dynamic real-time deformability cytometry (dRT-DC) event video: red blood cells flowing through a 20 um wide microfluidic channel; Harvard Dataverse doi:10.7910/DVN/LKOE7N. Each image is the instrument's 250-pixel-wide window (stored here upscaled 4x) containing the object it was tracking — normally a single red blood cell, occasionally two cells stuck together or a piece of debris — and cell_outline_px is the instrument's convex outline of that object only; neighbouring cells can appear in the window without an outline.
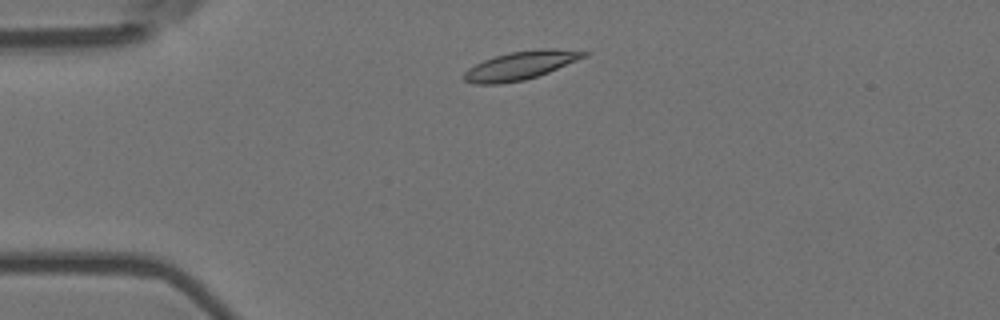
{"species": "Egyptian fruit bat (a non-hibernating species)", "species_latin": "Rousettus aegyptiacus", "temperature_condition": "room temperature", "stored_images_in_passage": 3, "camera_frame_rate_fps": 3000, "um_per_image_px": 0.085, "animal": {"sex": "female"}, "frame": {"image": 1, "passage_image": 2, "time_ms": 0.333, "image_size_px": [1000, 320], "cell_outline_px": [[588, 56], [548, 72], [524, 80], [500, 84], [472, 84], [464, 80], [460, 76], [468, 68], [484, 60], [508, 52], [540, 48], [552, 48], [588, 52]], "centroid_in_image_um": [44.2, 5.56], "position_along_channel_um": 40.8, "area_um2": 19.88}}